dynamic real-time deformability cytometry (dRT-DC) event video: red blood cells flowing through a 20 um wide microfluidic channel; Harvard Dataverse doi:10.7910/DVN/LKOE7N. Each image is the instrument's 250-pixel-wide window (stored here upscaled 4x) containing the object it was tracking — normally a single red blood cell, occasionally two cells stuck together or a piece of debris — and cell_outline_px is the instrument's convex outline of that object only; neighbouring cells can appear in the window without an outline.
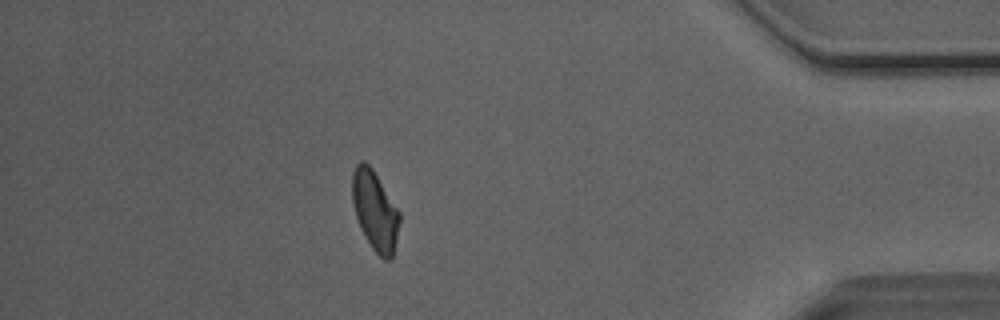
{"species": "Egyptian fruit bat (a non-hibernating species)", "species_latin": "Rousettus aegyptiacus", "temperature_condition": "room temperature", "stored_images_in_passage": 52, "camera_frame_rate_fps": 3000, "um_per_image_px": 0.085, "animal": {"sex": "male"}, "frame": {"image": 1, "passage_image": 45, "time_ms": 14.667, "image_size_px": [1000, 320], "cell_outline_px": [[400, 220], [396, 240], [392, 256], [388, 260], [384, 260], [372, 248], [360, 228], [356, 216], [352, 200], [352, 172], [356, 164], [360, 160], [364, 160], [372, 168], [400, 212]], "centroid_in_image_um": [31.86, 17.87], "position_along_channel_um": 403.3, "area_um2": 21.79}, "authors_computed_cell_mechanics": {"area_um2": 22.542, "velocity_mm_per_s": 4.0787, "shape_relaxation_time_tau1_ms": 6.2328, "shape_relaxation_time_tau2_ms": 1.8115, "deformation_change_tau1": 0.1668, "deformation_change_tau2": 0.0919}}